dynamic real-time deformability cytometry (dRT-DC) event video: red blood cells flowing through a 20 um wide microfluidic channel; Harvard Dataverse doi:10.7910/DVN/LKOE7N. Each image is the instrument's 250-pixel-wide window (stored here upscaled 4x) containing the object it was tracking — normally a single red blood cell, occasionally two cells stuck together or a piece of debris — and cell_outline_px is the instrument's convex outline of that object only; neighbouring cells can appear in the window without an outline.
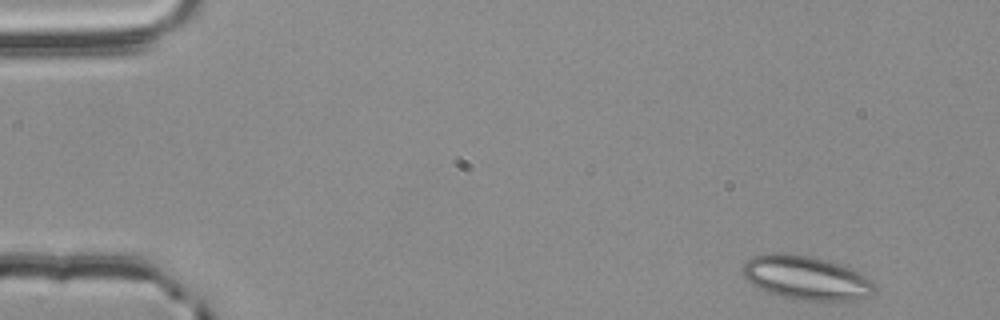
{"species": "common noctule bat (a hibernating species)", "species_latin": "Nyctalus noctula", "temperature_condition": "room temperature", "stored_images_in_passage": 53, "camera_frame_rate_fps": 3000, "um_per_image_px": 0.085, "animal": {"sex": "male", "body_mass_g": 20.4}, "frame": {"image": 1, "passage_image": 2, "time_ms": 0.333, "image_size_px": [1000, 320], "cell_outline_px": [[876, 292], [868, 296], [852, 300], [792, 300], [764, 292], [752, 284], [744, 276], [744, 264], [752, 256], [780, 252], [784, 252], [812, 256], [840, 264], [872, 280], [876, 284]], "centroid_in_image_um": [68.51, 23.62], "position_along_channel_um": 16.5, "area_um2": 33.81}}
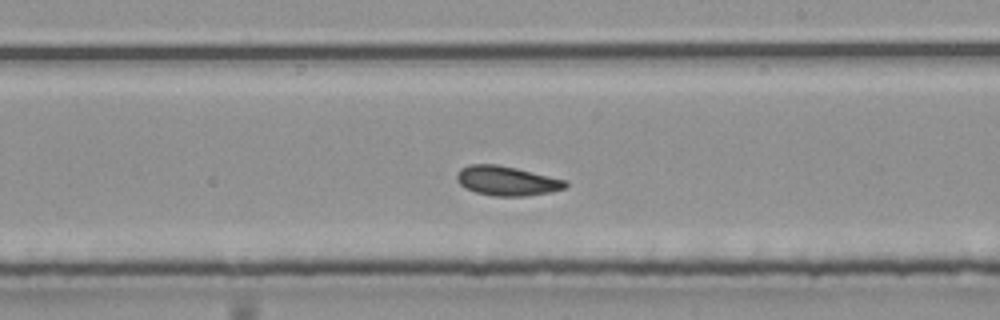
{"frame": {"image": 2, "passage_image": 30, "time_ms": 9.667, "image_size_px": [1000, 320], "cell_outline_px": [[568, 184], [564, 188], [552, 192], [524, 196], [492, 196], [476, 192], [460, 184], [456, 180], [456, 176], [460, 168], [468, 164], [496, 164], [516, 168], [568, 180]], "centroid_in_image_um": [43.09, 15.36], "position_along_channel_um": 245.9, "area_um2": 18.73}}
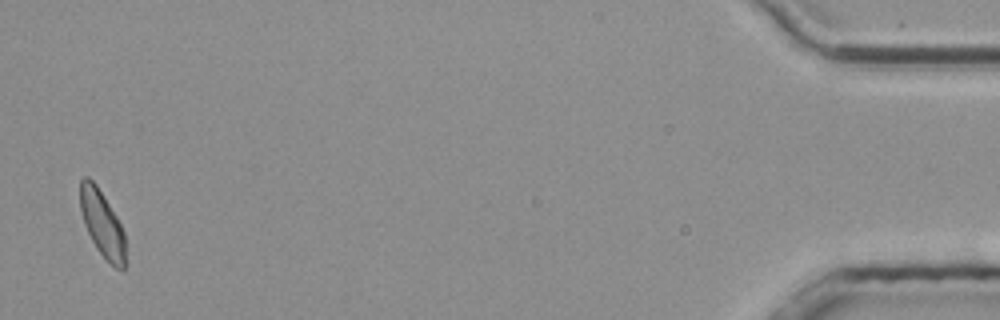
{"frame": {"image": 3, "passage_image": 52, "time_ms": 17.0, "image_size_px": [1000, 320], "cell_outline_px": [[124, 268], [120, 272], [96, 248], [84, 224], [80, 208], [80, 180], [84, 176], [88, 176], [96, 184], [116, 216], [124, 232]], "centroid_in_image_um": [8.66, 18.98], "position_along_channel_um": 426.5, "area_um2": 17.11}, "authors_computed_cell_mechanics": {"area_um2": 18.7272, "velocity_mm_per_s": 3.7486, "shape_relaxation_time_tau1_ms": 2.9215, "shape_relaxation_time_tau2_ms": 3.8723, "deformation_change_tau1": 0.0894, "deformation_change_tau2": 0.0952}}